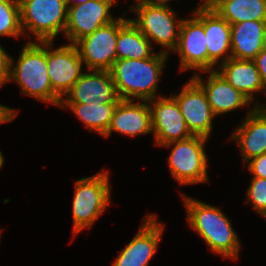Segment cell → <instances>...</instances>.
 I'll use <instances>...</instances> for the list:
<instances>
[{
	"instance_id": "f1b7e54d",
	"label": "cell",
	"mask_w": 266,
	"mask_h": 266,
	"mask_svg": "<svg viewBox=\"0 0 266 266\" xmlns=\"http://www.w3.org/2000/svg\"><path fill=\"white\" fill-rule=\"evenodd\" d=\"M254 62L259 71L263 86L266 89V45L256 56V58L254 59Z\"/></svg>"
},
{
	"instance_id": "836d02e7",
	"label": "cell",
	"mask_w": 266,
	"mask_h": 266,
	"mask_svg": "<svg viewBox=\"0 0 266 266\" xmlns=\"http://www.w3.org/2000/svg\"><path fill=\"white\" fill-rule=\"evenodd\" d=\"M257 107H260L264 112H266V107H264L263 105H257Z\"/></svg>"
},
{
	"instance_id": "f546056e",
	"label": "cell",
	"mask_w": 266,
	"mask_h": 266,
	"mask_svg": "<svg viewBox=\"0 0 266 266\" xmlns=\"http://www.w3.org/2000/svg\"><path fill=\"white\" fill-rule=\"evenodd\" d=\"M16 115L13 109L0 104V123L10 122Z\"/></svg>"
},
{
	"instance_id": "d6a6232c",
	"label": "cell",
	"mask_w": 266,
	"mask_h": 266,
	"mask_svg": "<svg viewBox=\"0 0 266 266\" xmlns=\"http://www.w3.org/2000/svg\"><path fill=\"white\" fill-rule=\"evenodd\" d=\"M3 163H4V158H3L2 153L0 151V169L3 166Z\"/></svg>"
},
{
	"instance_id": "d6986e66",
	"label": "cell",
	"mask_w": 266,
	"mask_h": 266,
	"mask_svg": "<svg viewBox=\"0 0 266 266\" xmlns=\"http://www.w3.org/2000/svg\"><path fill=\"white\" fill-rule=\"evenodd\" d=\"M205 91L215 115L227 113L251 102L236 90L217 70L210 71L206 84L198 74L192 77Z\"/></svg>"
},
{
	"instance_id": "8fae6325",
	"label": "cell",
	"mask_w": 266,
	"mask_h": 266,
	"mask_svg": "<svg viewBox=\"0 0 266 266\" xmlns=\"http://www.w3.org/2000/svg\"><path fill=\"white\" fill-rule=\"evenodd\" d=\"M52 41H47V70L53 91L63 99L81 77L82 63L75 44L60 46L51 50Z\"/></svg>"
},
{
	"instance_id": "603a6c76",
	"label": "cell",
	"mask_w": 266,
	"mask_h": 266,
	"mask_svg": "<svg viewBox=\"0 0 266 266\" xmlns=\"http://www.w3.org/2000/svg\"><path fill=\"white\" fill-rule=\"evenodd\" d=\"M152 43L128 19L119 29L116 42V60L119 59H145L151 57Z\"/></svg>"
},
{
	"instance_id": "cb8c5ba5",
	"label": "cell",
	"mask_w": 266,
	"mask_h": 266,
	"mask_svg": "<svg viewBox=\"0 0 266 266\" xmlns=\"http://www.w3.org/2000/svg\"><path fill=\"white\" fill-rule=\"evenodd\" d=\"M64 104L70 108L74 114L84 122L86 128L94 130L104 136L110 125L112 115L117 104H102L94 99L91 103H60V107L64 108Z\"/></svg>"
},
{
	"instance_id": "7c38bea8",
	"label": "cell",
	"mask_w": 266,
	"mask_h": 266,
	"mask_svg": "<svg viewBox=\"0 0 266 266\" xmlns=\"http://www.w3.org/2000/svg\"><path fill=\"white\" fill-rule=\"evenodd\" d=\"M148 103L152 105L150 106L152 132H154L157 145L163 146L192 136L173 97L164 98L160 96V98H154Z\"/></svg>"
},
{
	"instance_id": "ffe728a7",
	"label": "cell",
	"mask_w": 266,
	"mask_h": 266,
	"mask_svg": "<svg viewBox=\"0 0 266 266\" xmlns=\"http://www.w3.org/2000/svg\"><path fill=\"white\" fill-rule=\"evenodd\" d=\"M231 139L239 143L245 163L266 153V112L255 106Z\"/></svg>"
},
{
	"instance_id": "9a60e30c",
	"label": "cell",
	"mask_w": 266,
	"mask_h": 266,
	"mask_svg": "<svg viewBox=\"0 0 266 266\" xmlns=\"http://www.w3.org/2000/svg\"><path fill=\"white\" fill-rule=\"evenodd\" d=\"M203 24L195 17L182 20L175 52L181 60V70L208 71V52Z\"/></svg>"
},
{
	"instance_id": "4dcf8cb0",
	"label": "cell",
	"mask_w": 266,
	"mask_h": 266,
	"mask_svg": "<svg viewBox=\"0 0 266 266\" xmlns=\"http://www.w3.org/2000/svg\"><path fill=\"white\" fill-rule=\"evenodd\" d=\"M140 3H145L153 6H165L168 7V0H138ZM170 1V0H169Z\"/></svg>"
},
{
	"instance_id": "277c9868",
	"label": "cell",
	"mask_w": 266,
	"mask_h": 266,
	"mask_svg": "<svg viewBox=\"0 0 266 266\" xmlns=\"http://www.w3.org/2000/svg\"><path fill=\"white\" fill-rule=\"evenodd\" d=\"M108 176V172L102 171L76 181L72 203L74 236L93 225L109 204L111 191Z\"/></svg>"
},
{
	"instance_id": "83f0119b",
	"label": "cell",
	"mask_w": 266,
	"mask_h": 266,
	"mask_svg": "<svg viewBox=\"0 0 266 266\" xmlns=\"http://www.w3.org/2000/svg\"><path fill=\"white\" fill-rule=\"evenodd\" d=\"M10 69V56L0 45V87L8 82Z\"/></svg>"
},
{
	"instance_id": "30bf717a",
	"label": "cell",
	"mask_w": 266,
	"mask_h": 266,
	"mask_svg": "<svg viewBox=\"0 0 266 266\" xmlns=\"http://www.w3.org/2000/svg\"><path fill=\"white\" fill-rule=\"evenodd\" d=\"M182 113L192 135L208 138L212 130V119L216 116L203 88L192 78L181 93L172 96Z\"/></svg>"
},
{
	"instance_id": "4316f807",
	"label": "cell",
	"mask_w": 266,
	"mask_h": 266,
	"mask_svg": "<svg viewBox=\"0 0 266 266\" xmlns=\"http://www.w3.org/2000/svg\"><path fill=\"white\" fill-rule=\"evenodd\" d=\"M246 163H249L248 170L253 173V177L266 178V153L251 158Z\"/></svg>"
},
{
	"instance_id": "484cf974",
	"label": "cell",
	"mask_w": 266,
	"mask_h": 266,
	"mask_svg": "<svg viewBox=\"0 0 266 266\" xmlns=\"http://www.w3.org/2000/svg\"><path fill=\"white\" fill-rule=\"evenodd\" d=\"M247 195L253 208L266 218V178L253 177Z\"/></svg>"
},
{
	"instance_id": "ac0fdd59",
	"label": "cell",
	"mask_w": 266,
	"mask_h": 266,
	"mask_svg": "<svg viewBox=\"0 0 266 266\" xmlns=\"http://www.w3.org/2000/svg\"><path fill=\"white\" fill-rule=\"evenodd\" d=\"M266 45V21L247 20L231 25V54L224 61L235 58L254 60Z\"/></svg>"
},
{
	"instance_id": "1f68e13d",
	"label": "cell",
	"mask_w": 266,
	"mask_h": 266,
	"mask_svg": "<svg viewBox=\"0 0 266 266\" xmlns=\"http://www.w3.org/2000/svg\"><path fill=\"white\" fill-rule=\"evenodd\" d=\"M65 1H66L67 6L69 7L70 5H79V4L85 3L88 0H77V1H74L75 2L74 4L73 3L70 4L71 0H65Z\"/></svg>"
},
{
	"instance_id": "52a82bcc",
	"label": "cell",
	"mask_w": 266,
	"mask_h": 266,
	"mask_svg": "<svg viewBox=\"0 0 266 266\" xmlns=\"http://www.w3.org/2000/svg\"><path fill=\"white\" fill-rule=\"evenodd\" d=\"M132 9L138 16L137 20L130 19V21L149 39L150 43L154 41L170 50H175L182 20L175 21L176 14L169 6H153L137 1L135 8L131 6Z\"/></svg>"
},
{
	"instance_id": "2e32d148",
	"label": "cell",
	"mask_w": 266,
	"mask_h": 266,
	"mask_svg": "<svg viewBox=\"0 0 266 266\" xmlns=\"http://www.w3.org/2000/svg\"><path fill=\"white\" fill-rule=\"evenodd\" d=\"M195 17L203 24L208 52V72L221 56L231 53V25L223 19L205 1L194 12Z\"/></svg>"
},
{
	"instance_id": "d4e9b609",
	"label": "cell",
	"mask_w": 266,
	"mask_h": 266,
	"mask_svg": "<svg viewBox=\"0 0 266 266\" xmlns=\"http://www.w3.org/2000/svg\"><path fill=\"white\" fill-rule=\"evenodd\" d=\"M22 33L18 0H0V35L20 37Z\"/></svg>"
},
{
	"instance_id": "ba28073f",
	"label": "cell",
	"mask_w": 266,
	"mask_h": 266,
	"mask_svg": "<svg viewBox=\"0 0 266 266\" xmlns=\"http://www.w3.org/2000/svg\"><path fill=\"white\" fill-rule=\"evenodd\" d=\"M127 19L118 18L115 21L99 27L92 34L78 40L75 45L81 60L90 70L109 71L116 60V42L119 29Z\"/></svg>"
},
{
	"instance_id": "6da1fadb",
	"label": "cell",
	"mask_w": 266,
	"mask_h": 266,
	"mask_svg": "<svg viewBox=\"0 0 266 266\" xmlns=\"http://www.w3.org/2000/svg\"><path fill=\"white\" fill-rule=\"evenodd\" d=\"M168 51L155 53L145 59L115 60L109 70L120 99L150 101L156 98L159 76L166 61Z\"/></svg>"
},
{
	"instance_id": "7402d4cb",
	"label": "cell",
	"mask_w": 266,
	"mask_h": 266,
	"mask_svg": "<svg viewBox=\"0 0 266 266\" xmlns=\"http://www.w3.org/2000/svg\"><path fill=\"white\" fill-rule=\"evenodd\" d=\"M230 25L247 20L266 21V0H205Z\"/></svg>"
},
{
	"instance_id": "3957f363",
	"label": "cell",
	"mask_w": 266,
	"mask_h": 266,
	"mask_svg": "<svg viewBox=\"0 0 266 266\" xmlns=\"http://www.w3.org/2000/svg\"><path fill=\"white\" fill-rule=\"evenodd\" d=\"M40 43L41 45L27 42L13 68L11 67L13 60L10 57L8 80L17 81L25 95L59 106L62 99L53 91L48 76L47 41H40Z\"/></svg>"
},
{
	"instance_id": "7a4b0ae2",
	"label": "cell",
	"mask_w": 266,
	"mask_h": 266,
	"mask_svg": "<svg viewBox=\"0 0 266 266\" xmlns=\"http://www.w3.org/2000/svg\"><path fill=\"white\" fill-rule=\"evenodd\" d=\"M188 221L210 249L223 257L238 258L240 243L231 222L218 207L185 196Z\"/></svg>"
},
{
	"instance_id": "5b68a950",
	"label": "cell",
	"mask_w": 266,
	"mask_h": 266,
	"mask_svg": "<svg viewBox=\"0 0 266 266\" xmlns=\"http://www.w3.org/2000/svg\"><path fill=\"white\" fill-rule=\"evenodd\" d=\"M21 27L38 41H52L65 30L68 6L65 0H18Z\"/></svg>"
},
{
	"instance_id": "44dd1931",
	"label": "cell",
	"mask_w": 266,
	"mask_h": 266,
	"mask_svg": "<svg viewBox=\"0 0 266 266\" xmlns=\"http://www.w3.org/2000/svg\"><path fill=\"white\" fill-rule=\"evenodd\" d=\"M236 90L245 95L251 102L253 92L265 91L259 71L254 60L230 58L221 64L218 71Z\"/></svg>"
},
{
	"instance_id": "9c48e42d",
	"label": "cell",
	"mask_w": 266,
	"mask_h": 266,
	"mask_svg": "<svg viewBox=\"0 0 266 266\" xmlns=\"http://www.w3.org/2000/svg\"><path fill=\"white\" fill-rule=\"evenodd\" d=\"M116 0H88L79 5H70L64 34L75 44L86 35L92 34L99 27L109 24L114 19L109 10Z\"/></svg>"
},
{
	"instance_id": "4fadbf2b",
	"label": "cell",
	"mask_w": 266,
	"mask_h": 266,
	"mask_svg": "<svg viewBox=\"0 0 266 266\" xmlns=\"http://www.w3.org/2000/svg\"><path fill=\"white\" fill-rule=\"evenodd\" d=\"M83 73L60 103H91L94 99L102 104H118L120 98L109 71L90 70Z\"/></svg>"
},
{
	"instance_id": "e0dca14e",
	"label": "cell",
	"mask_w": 266,
	"mask_h": 266,
	"mask_svg": "<svg viewBox=\"0 0 266 266\" xmlns=\"http://www.w3.org/2000/svg\"><path fill=\"white\" fill-rule=\"evenodd\" d=\"M112 131L130 136L151 132V109L148 101L136 104L132 100L120 99L104 136L109 137Z\"/></svg>"
},
{
	"instance_id": "8992f818",
	"label": "cell",
	"mask_w": 266,
	"mask_h": 266,
	"mask_svg": "<svg viewBox=\"0 0 266 266\" xmlns=\"http://www.w3.org/2000/svg\"><path fill=\"white\" fill-rule=\"evenodd\" d=\"M208 138L198 135L165 144H174L168 158L170 173L179 184H195L207 182V155L204 145Z\"/></svg>"
},
{
	"instance_id": "5bb4252c",
	"label": "cell",
	"mask_w": 266,
	"mask_h": 266,
	"mask_svg": "<svg viewBox=\"0 0 266 266\" xmlns=\"http://www.w3.org/2000/svg\"><path fill=\"white\" fill-rule=\"evenodd\" d=\"M149 215L137 235L119 253L113 266H148L163 233V224Z\"/></svg>"
}]
</instances>
